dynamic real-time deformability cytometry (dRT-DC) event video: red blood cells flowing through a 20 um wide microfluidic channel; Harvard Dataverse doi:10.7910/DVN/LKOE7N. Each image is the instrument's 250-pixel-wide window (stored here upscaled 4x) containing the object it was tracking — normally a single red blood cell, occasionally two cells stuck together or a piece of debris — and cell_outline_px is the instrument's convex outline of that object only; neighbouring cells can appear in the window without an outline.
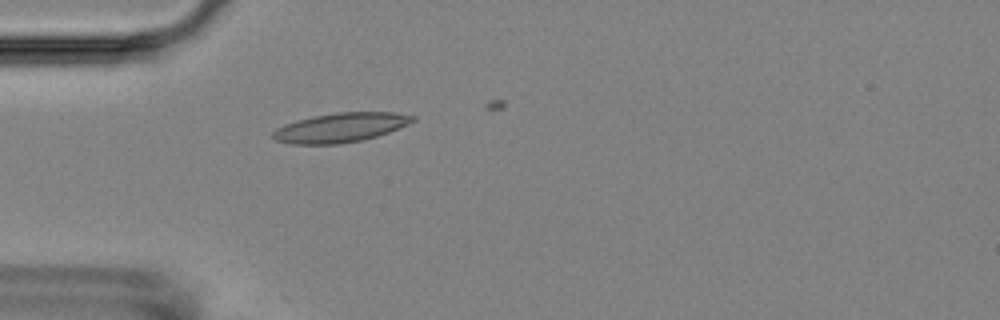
{"species": "Egyptian fruit bat (a non-hibernating species)", "species_latin": "Rousettus aegyptiacus", "temperature_condition": "room temperature", "stored_images_in_passage": 2, "camera_frame_rate_fps": 3000, "um_per_image_px": 0.085, "animal": {"sex": "female"}, "frame": {"image": 1, "passage_image": 1, "time_ms": 0.0, "image_size_px": [1000, 320], "cell_outline_px": [[416, 120], [408, 124], [388, 132], [376, 136], [360, 140], [336, 144], [292, 144], [276, 140], [272, 136], [272, 132], [276, 128], [284, 124], [296, 120], [336, 112], [392, 112], [416, 116]], "centroid_in_image_um": [28.93, 10.83], "position_along_channel_um": 56.1, "area_um2": 23.7}}